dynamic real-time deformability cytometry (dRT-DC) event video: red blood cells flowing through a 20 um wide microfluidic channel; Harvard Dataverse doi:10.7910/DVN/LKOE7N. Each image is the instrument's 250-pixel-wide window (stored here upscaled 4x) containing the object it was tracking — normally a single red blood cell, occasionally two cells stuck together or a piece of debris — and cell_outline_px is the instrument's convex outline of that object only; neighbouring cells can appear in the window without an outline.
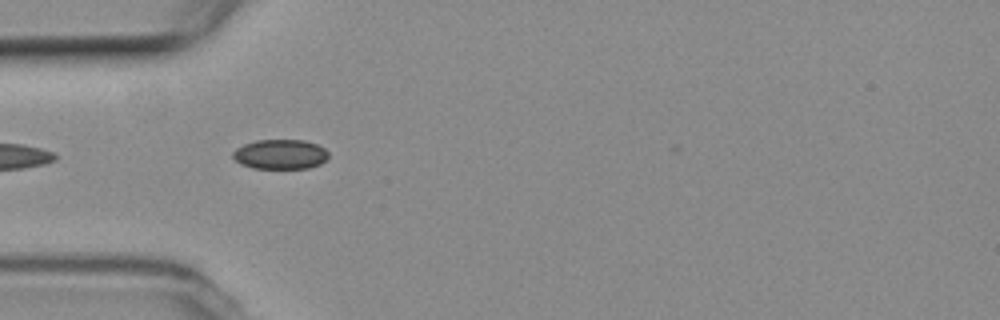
{"species": "common noctule bat (a hibernating species)", "species_latin": "Nyctalus noctula", "temperature_condition": "room temperature", "stored_images_in_passage": 8, "camera_frame_rate_fps": 3000, "um_per_image_px": 0.085, "animal": {"sex": "female", "body_mass_g": 19.3, "forearm_length_mm": 54.1}, "frame": {"image": 1, "passage_image": 3, "time_ms": 0.667, "image_size_px": [1000, 320], "cell_outline_px": [[328, 156], [320, 164], [308, 168], [252, 168], [240, 164], [232, 156], [232, 152], [236, 148], [244, 144], [256, 140], [304, 140], [316, 144], [324, 148], [328, 152]], "centroid_in_image_um": [23.8, 13.11], "position_along_channel_um": 61.2, "area_um2": 16.53}}